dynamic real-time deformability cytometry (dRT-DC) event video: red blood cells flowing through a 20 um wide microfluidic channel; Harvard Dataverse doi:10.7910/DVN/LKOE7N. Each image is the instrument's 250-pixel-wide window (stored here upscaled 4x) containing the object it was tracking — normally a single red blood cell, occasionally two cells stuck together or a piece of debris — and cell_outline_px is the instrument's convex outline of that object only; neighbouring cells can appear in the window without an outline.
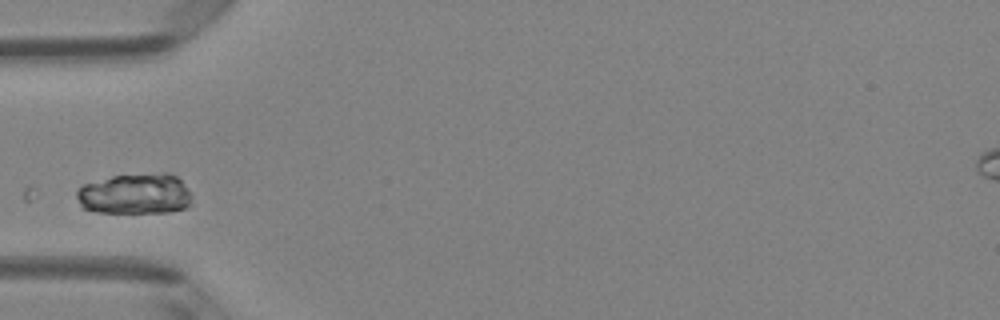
{"species": "Egyptian fruit bat (a non-hibernating species)", "species_latin": "Rousettus aegyptiacus", "temperature_condition": "room temperature", "stored_images_in_passage": 1, "camera_frame_rate_fps": 3000, "um_per_image_px": 0.085, "animal": {"sex": "female"}, "frame": {"image": 1, "passage_image": 1, "time_ms": 0.0, "image_size_px": [1000, 320], "cell_outline_px": [[192, 196], [188, 208], [168, 212], [96, 212], [80, 208], [76, 196], [76, 192], [84, 184], [112, 176], [164, 172], [168, 172], [176, 176], [184, 184]], "centroid_in_image_um": [11.48, 16.48], "position_along_channel_um": 73.5, "area_um2": 27.51}}